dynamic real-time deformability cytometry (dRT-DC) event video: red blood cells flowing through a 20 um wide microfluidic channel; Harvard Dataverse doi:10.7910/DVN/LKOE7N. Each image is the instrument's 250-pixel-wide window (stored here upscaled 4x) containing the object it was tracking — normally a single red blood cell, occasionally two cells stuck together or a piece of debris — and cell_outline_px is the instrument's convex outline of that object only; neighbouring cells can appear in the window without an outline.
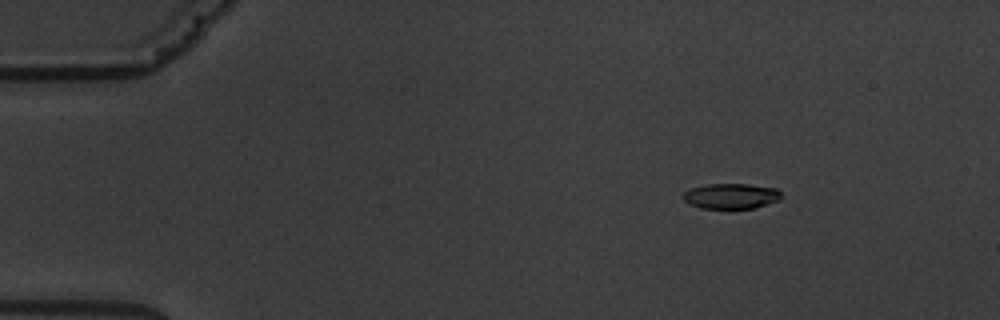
{"species": "common noctule bat (a hibernating species)", "species_latin": "Nyctalus noctula", "temperature_condition": "warm", "stored_images_in_passage": 4, "camera_frame_rate_fps": 3000, "um_per_image_px": 0.085, "animal": {"sex": "male", "body_mass_g": 19.5, "forearm_length_mm": 54.6}, "frame": {"image": 1, "passage_image": 2, "time_ms": 1.0, "image_size_px": [1000, 320], "cell_outline_px": [[784, 196], [780, 200], [756, 208], [700, 208], [688, 204], [680, 196], [684, 192], [692, 188], [708, 184], [748, 184], [776, 188]], "centroid_in_image_um": [62.15, 16.67], "position_along_channel_um": 22.8, "area_um2": 14.68}}